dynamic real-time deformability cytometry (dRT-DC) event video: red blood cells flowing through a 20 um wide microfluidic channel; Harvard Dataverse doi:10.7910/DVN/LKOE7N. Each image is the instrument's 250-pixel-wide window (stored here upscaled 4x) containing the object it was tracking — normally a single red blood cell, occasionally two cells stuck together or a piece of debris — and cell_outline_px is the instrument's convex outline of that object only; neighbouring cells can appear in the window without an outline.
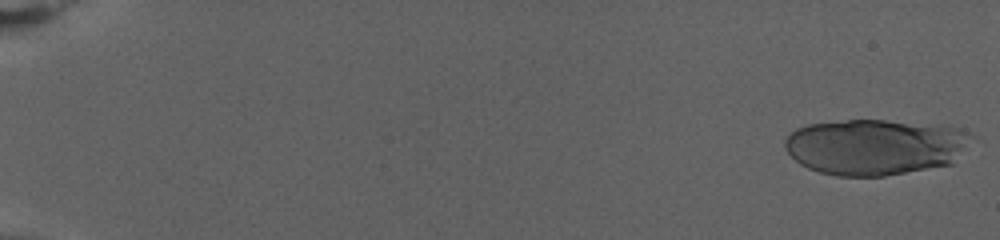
{"species": "human", "species_latin": "Homo sapiens", "temperature_condition": "warm", "stored_images_in_passage": 17, "camera_frame_rate_fps": 3000, "um_per_image_px": 0.085, "donor": {"sex": "female"}, "frame": {"image": 1, "passage_image": 1, "time_ms": 0.0, "image_size_px": [1000, 240], "cell_outline_px": [[972, 136], [952, 164], [884, 176], [836, 176], [820, 172], [808, 168], [800, 164], [784, 148], [784, 140], [796, 128], [808, 124], [848, 120], [884, 120], [948, 124], [960, 128]], "centroid_in_image_um": [74.38, 12.47], "position_along_channel_um": 10.6, "area_um2": 60.92}}
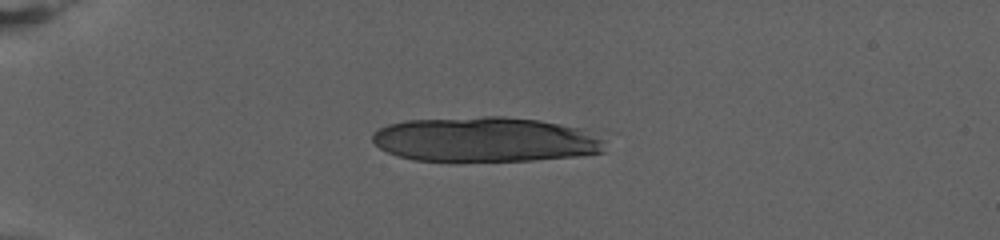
{"frame": {"image": 2, "passage_image": 12, "time_ms": 3.667, "image_size_px": [1000, 240], "cell_outline_px": [[604, 152], [576, 156], [532, 160], [412, 160], [396, 156], [380, 148], [372, 140], [372, 132], [388, 124], [404, 120], [484, 116], [504, 116], [540, 120], [580, 128], [604, 140]], "centroid_in_image_um": [41.2, 11.84], "position_along_channel_um": 43.8, "area_um2": 60.63}}
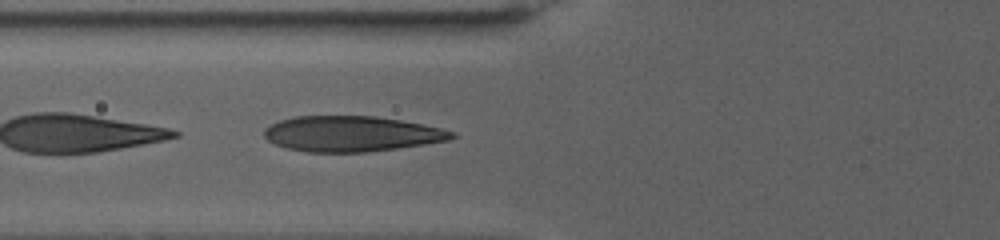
{"frame": {"image": 3, "passage_image": 17, "time_ms": 5.333, "image_size_px": [1000, 240], "cell_outline_px": [[456, 136], [448, 140], [424, 144], [368, 152], [308, 152], [288, 148], [276, 144], [268, 140], [264, 136], [264, 128], [280, 120], [296, 116], [376, 116], [400, 120], [440, 128], [456, 132]], "centroid_in_image_um": [29.87, 11.37], "position_along_channel_um": 95.9, "area_um2": 38.55}}